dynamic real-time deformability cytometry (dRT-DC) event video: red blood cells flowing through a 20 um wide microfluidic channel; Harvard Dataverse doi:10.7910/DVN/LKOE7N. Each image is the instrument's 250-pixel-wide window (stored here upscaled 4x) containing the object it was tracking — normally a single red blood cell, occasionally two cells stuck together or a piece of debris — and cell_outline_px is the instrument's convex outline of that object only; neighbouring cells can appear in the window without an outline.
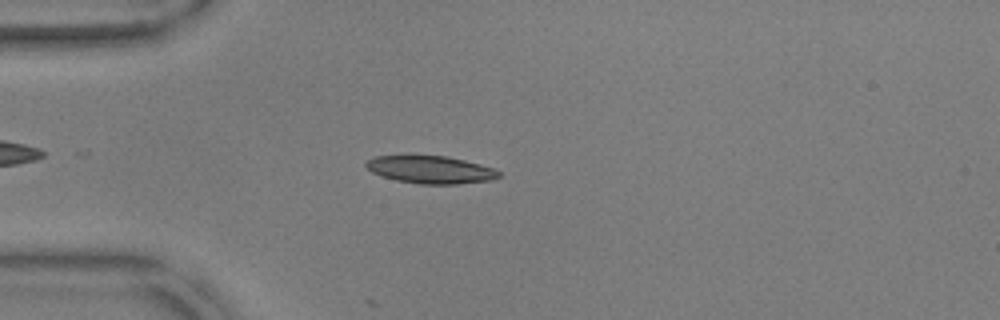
{"species": "common noctule bat (a hibernating species)", "species_latin": "Nyctalus noctula", "temperature_condition": "warm", "stored_images_in_passage": 19, "camera_frame_rate_fps": 3000, "um_per_image_px": 0.085, "animal": {"sex": "male", "body_mass_g": 17.9, "forearm_length_mm": 54.2}, "frame": {"image": 1, "passage_image": 12, "time_ms": 3.667, "image_size_px": [1000, 320], "cell_outline_px": [[500, 176], [492, 180], [456, 184], [420, 184], [396, 180], [380, 176], [372, 172], [364, 164], [368, 160], [376, 156], [448, 156], [480, 164], [492, 168], [500, 172]], "centroid_in_image_um": [36.6, 14.43], "position_along_channel_um": 48.4, "area_um2": 21.21}}